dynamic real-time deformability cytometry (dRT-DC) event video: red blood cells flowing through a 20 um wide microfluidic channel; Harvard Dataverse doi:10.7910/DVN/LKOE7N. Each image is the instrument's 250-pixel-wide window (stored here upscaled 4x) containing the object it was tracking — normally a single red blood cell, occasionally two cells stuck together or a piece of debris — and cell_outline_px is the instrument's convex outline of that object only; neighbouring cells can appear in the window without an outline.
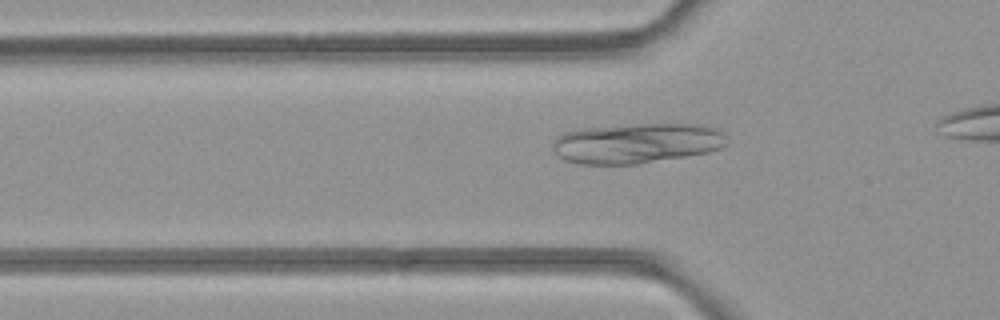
{"species": "common noctule bat (a hibernating species)", "species_latin": "Nyctalus noctula", "temperature_condition": "room temperature", "stored_images_in_passage": 20, "camera_frame_rate_fps": 3000, "um_per_image_px": 0.085, "animal": {"sex": "female", "body_mass_g": 21.9}, "frame": {"image": 1, "passage_image": 6, "time_ms": 1.667, "image_size_px": [1000, 320], "cell_outline_px": [[728, 144], [720, 148], [708, 152], [636, 164], [580, 164], [564, 160], [552, 148], [552, 144], [556, 136], [564, 132], [580, 128], [632, 124], [700, 124], [716, 128], [724, 132]], "centroid_in_image_um": [54.11, 12.16], "position_along_channel_um": 71.7, "area_um2": 40.92}}
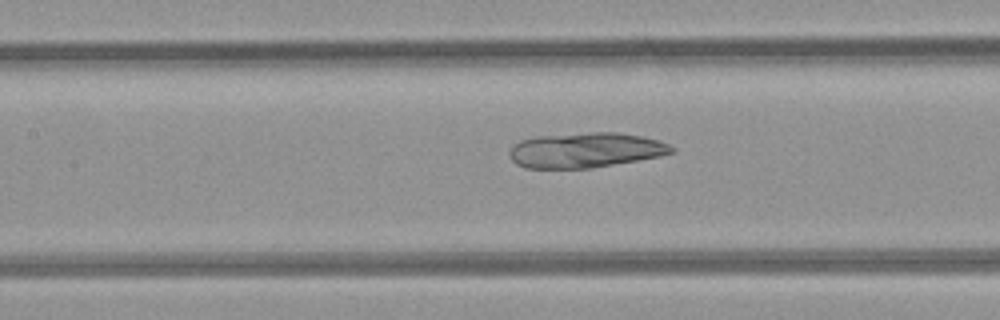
{"frame": {"image": 2, "passage_image": 12, "time_ms": 3.667, "image_size_px": [1000, 320], "cell_outline_px": [[676, 152], [636, 160], [592, 168], [524, 168], [516, 164], [508, 156], [508, 152], [520, 140], [536, 136], [592, 132], [620, 132], [640, 136], [656, 140], [668, 144], [676, 148]], "centroid_in_image_um": [49.73, 12.76], "position_along_channel_um": 157.7, "area_um2": 33.0}}
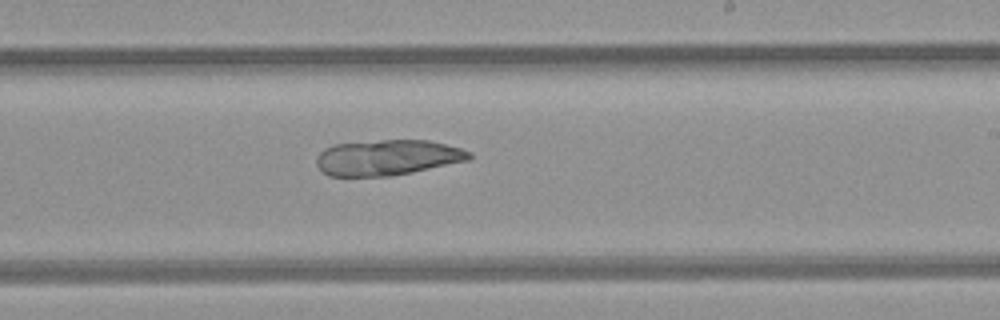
{"frame": {"image": 3, "passage_image": 19, "time_ms": 6.0, "image_size_px": [1000, 320], "cell_outline_px": [[472, 156], [468, 160], [412, 172], [388, 176], [328, 176], [316, 164], [316, 156], [324, 148], [332, 144], [380, 140], [428, 140], [460, 148], [472, 152]], "centroid_in_image_um": [32.9, 13.38], "position_along_channel_um": 256.1, "area_um2": 31.62}}